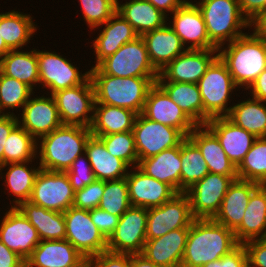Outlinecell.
Instances as JSON below:
<instances>
[{
    "mask_svg": "<svg viewBox=\"0 0 266 267\" xmlns=\"http://www.w3.org/2000/svg\"><path fill=\"white\" fill-rule=\"evenodd\" d=\"M238 245L233 230L213 219H194L189 228L181 267H202L229 254Z\"/></svg>",
    "mask_w": 266,
    "mask_h": 267,
    "instance_id": "obj_1",
    "label": "cell"
},
{
    "mask_svg": "<svg viewBox=\"0 0 266 267\" xmlns=\"http://www.w3.org/2000/svg\"><path fill=\"white\" fill-rule=\"evenodd\" d=\"M95 103L130 109L141 114L149 89L158 77H117L90 68Z\"/></svg>",
    "mask_w": 266,
    "mask_h": 267,
    "instance_id": "obj_2",
    "label": "cell"
},
{
    "mask_svg": "<svg viewBox=\"0 0 266 267\" xmlns=\"http://www.w3.org/2000/svg\"><path fill=\"white\" fill-rule=\"evenodd\" d=\"M91 136L90 128L61 125L37 140L36 162L39 161L41 169L65 172L78 156L85 153Z\"/></svg>",
    "mask_w": 266,
    "mask_h": 267,
    "instance_id": "obj_3",
    "label": "cell"
},
{
    "mask_svg": "<svg viewBox=\"0 0 266 267\" xmlns=\"http://www.w3.org/2000/svg\"><path fill=\"white\" fill-rule=\"evenodd\" d=\"M218 56L227 65L234 83L247 89L266 69V41L253 32H246L218 49Z\"/></svg>",
    "mask_w": 266,
    "mask_h": 267,
    "instance_id": "obj_4",
    "label": "cell"
},
{
    "mask_svg": "<svg viewBox=\"0 0 266 267\" xmlns=\"http://www.w3.org/2000/svg\"><path fill=\"white\" fill-rule=\"evenodd\" d=\"M193 2L203 15L210 42L217 49L245 34V28L249 29V21L241 13L237 0Z\"/></svg>",
    "mask_w": 266,
    "mask_h": 267,
    "instance_id": "obj_5",
    "label": "cell"
},
{
    "mask_svg": "<svg viewBox=\"0 0 266 267\" xmlns=\"http://www.w3.org/2000/svg\"><path fill=\"white\" fill-rule=\"evenodd\" d=\"M197 84L204 106V125L211 118L225 117L230 113V102L233 101L231 95L239 88L219 56L210 64Z\"/></svg>",
    "mask_w": 266,
    "mask_h": 267,
    "instance_id": "obj_6",
    "label": "cell"
},
{
    "mask_svg": "<svg viewBox=\"0 0 266 267\" xmlns=\"http://www.w3.org/2000/svg\"><path fill=\"white\" fill-rule=\"evenodd\" d=\"M97 67L104 74L117 77L159 76V72L150 62L145 41L141 36L122 45Z\"/></svg>",
    "mask_w": 266,
    "mask_h": 267,
    "instance_id": "obj_7",
    "label": "cell"
},
{
    "mask_svg": "<svg viewBox=\"0 0 266 267\" xmlns=\"http://www.w3.org/2000/svg\"><path fill=\"white\" fill-rule=\"evenodd\" d=\"M39 87L46 88L52 95L59 90L72 88L83 84L89 77L90 71L80 72L77 64H73L66 56L55 51L37 50ZM41 85V86H40Z\"/></svg>",
    "mask_w": 266,
    "mask_h": 267,
    "instance_id": "obj_8",
    "label": "cell"
},
{
    "mask_svg": "<svg viewBox=\"0 0 266 267\" xmlns=\"http://www.w3.org/2000/svg\"><path fill=\"white\" fill-rule=\"evenodd\" d=\"M62 125L90 128L94 112V88L90 77L78 86L52 94Z\"/></svg>",
    "mask_w": 266,
    "mask_h": 267,
    "instance_id": "obj_9",
    "label": "cell"
},
{
    "mask_svg": "<svg viewBox=\"0 0 266 267\" xmlns=\"http://www.w3.org/2000/svg\"><path fill=\"white\" fill-rule=\"evenodd\" d=\"M133 134L138 162L178 146L186 138L179 129L152 121L142 113L136 116Z\"/></svg>",
    "mask_w": 266,
    "mask_h": 267,
    "instance_id": "obj_10",
    "label": "cell"
},
{
    "mask_svg": "<svg viewBox=\"0 0 266 267\" xmlns=\"http://www.w3.org/2000/svg\"><path fill=\"white\" fill-rule=\"evenodd\" d=\"M74 195L66 172L40 169L29 201L45 209L64 213L73 205Z\"/></svg>",
    "mask_w": 266,
    "mask_h": 267,
    "instance_id": "obj_11",
    "label": "cell"
},
{
    "mask_svg": "<svg viewBox=\"0 0 266 267\" xmlns=\"http://www.w3.org/2000/svg\"><path fill=\"white\" fill-rule=\"evenodd\" d=\"M238 176L208 173L185 193L190 200L194 219H213L220 209L229 186Z\"/></svg>",
    "mask_w": 266,
    "mask_h": 267,
    "instance_id": "obj_12",
    "label": "cell"
},
{
    "mask_svg": "<svg viewBox=\"0 0 266 267\" xmlns=\"http://www.w3.org/2000/svg\"><path fill=\"white\" fill-rule=\"evenodd\" d=\"M148 208L131 206L119 219L107 240V250L123 254H141L146 242Z\"/></svg>",
    "mask_w": 266,
    "mask_h": 267,
    "instance_id": "obj_13",
    "label": "cell"
},
{
    "mask_svg": "<svg viewBox=\"0 0 266 267\" xmlns=\"http://www.w3.org/2000/svg\"><path fill=\"white\" fill-rule=\"evenodd\" d=\"M194 217L186 193H178L157 207L148 208L146 239H156L180 228H190Z\"/></svg>",
    "mask_w": 266,
    "mask_h": 267,
    "instance_id": "obj_14",
    "label": "cell"
},
{
    "mask_svg": "<svg viewBox=\"0 0 266 267\" xmlns=\"http://www.w3.org/2000/svg\"><path fill=\"white\" fill-rule=\"evenodd\" d=\"M66 237L89 261L93 256L107 250V240L91 221L88 210L71 206L64 213Z\"/></svg>",
    "mask_w": 266,
    "mask_h": 267,
    "instance_id": "obj_15",
    "label": "cell"
},
{
    "mask_svg": "<svg viewBox=\"0 0 266 267\" xmlns=\"http://www.w3.org/2000/svg\"><path fill=\"white\" fill-rule=\"evenodd\" d=\"M170 17H167V24L180 37L187 49H217L210 42L203 15L192 0L186 1L170 14Z\"/></svg>",
    "mask_w": 266,
    "mask_h": 267,
    "instance_id": "obj_16",
    "label": "cell"
},
{
    "mask_svg": "<svg viewBox=\"0 0 266 267\" xmlns=\"http://www.w3.org/2000/svg\"><path fill=\"white\" fill-rule=\"evenodd\" d=\"M0 220V241L25 261L41 241L36 228L14 207Z\"/></svg>",
    "mask_w": 266,
    "mask_h": 267,
    "instance_id": "obj_17",
    "label": "cell"
},
{
    "mask_svg": "<svg viewBox=\"0 0 266 267\" xmlns=\"http://www.w3.org/2000/svg\"><path fill=\"white\" fill-rule=\"evenodd\" d=\"M35 96L33 94V97L28 99L17 118L18 123L38 140L60 127L62 123L53 96L47 93Z\"/></svg>",
    "mask_w": 266,
    "mask_h": 267,
    "instance_id": "obj_18",
    "label": "cell"
},
{
    "mask_svg": "<svg viewBox=\"0 0 266 267\" xmlns=\"http://www.w3.org/2000/svg\"><path fill=\"white\" fill-rule=\"evenodd\" d=\"M217 57L218 49H187L159 72L157 81L197 84Z\"/></svg>",
    "mask_w": 266,
    "mask_h": 267,
    "instance_id": "obj_19",
    "label": "cell"
},
{
    "mask_svg": "<svg viewBox=\"0 0 266 267\" xmlns=\"http://www.w3.org/2000/svg\"><path fill=\"white\" fill-rule=\"evenodd\" d=\"M142 114L152 121L179 129L186 137L197 126L157 83L148 91Z\"/></svg>",
    "mask_w": 266,
    "mask_h": 267,
    "instance_id": "obj_20",
    "label": "cell"
},
{
    "mask_svg": "<svg viewBox=\"0 0 266 267\" xmlns=\"http://www.w3.org/2000/svg\"><path fill=\"white\" fill-rule=\"evenodd\" d=\"M126 181L131 206L157 207L178 194L170 185L148 176L137 166L129 169Z\"/></svg>",
    "mask_w": 266,
    "mask_h": 267,
    "instance_id": "obj_21",
    "label": "cell"
},
{
    "mask_svg": "<svg viewBox=\"0 0 266 267\" xmlns=\"http://www.w3.org/2000/svg\"><path fill=\"white\" fill-rule=\"evenodd\" d=\"M87 262L66 239L41 240L25 261L29 267H82Z\"/></svg>",
    "mask_w": 266,
    "mask_h": 267,
    "instance_id": "obj_22",
    "label": "cell"
},
{
    "mask_svg": "<svg viewBox=\"0 0 266 267\" xmlns=\"http://www.w3.org/2000/svg\"><path fill=\"white\" fill-rule=\"evenodd\" d=\"M104 26V27H103ZM102 30H100L101 28ZM97 29V30H96ZM98 36L91 41L95 63L91 68L97 67L104 59L113 55L122 45L135 40L139 35L133 27L117 12L108 19L104 24L95 29Z\"/></svg>",
    "mask_w": 266,
    "mask_h": 267,
    "instance_id": "obj_23",
    "label": "cell"
},
{
    "mask_svg": "<svg viewBox=\"0 0 266 267\" xmlns=\"http://www.w3.org/2000/svg\"><path fill=\"white\" fill-rule=\"evenodd\" d=\"M205 126L217 137L229 160L238 167L256 137L225 117L211 118Z\"/></svg>",
    "mask_w": 266,
    "mask_h": 267,
    "instance_id": "obj_24",
    "label": "cell"
},
{
    "mask_svg": "<svg viewBox=\"0 0 266 267\" xmlns=\"http://www.w3.org/2000/svg\"><path fill=\"white\" fill-rule=\"evenodd\" d=\"M188 234L189 228H180L159 238L147 239L141 254L161 267H181Z\"/></svg>",
    "mask_w": 266,
    "mask_h": 267,
    "instance_id": "obj_25",
    "label": "cell"
},
{
    "mask_svg": "<svg viewBox=\"0 0 266 267\" xmlns=\"http://www.w3.org/2000/svg\"><path fill=\"white\" fill-rule=\"evenodd\" d=\"M259 186L253 181L234 180L213 220L234 231L242 222L250 196Z\"/></svg>",
    "mask_w": 266,
    "mask_h": 267,
    "instance_id": "obj_26",
    "label": "cell"
},
{
    "mask_svg": "<svg viewBox=\"0 0 266 267\" xmlns=\"http://www.w3.org/2000/svg\"><path fill=\"white\" fill-rule=\"evenodd\" d=\"M32 162L34 161L0 165V178L2 180L4 179V184L1 185L5 186L3 188L5 192L7 190V193H9L8 197L11 196L14 198L12 201L10 200L9 204L11 206L9 205L8 207L16 208L20 203L29 201L35 179L41 169L38 162L37 164L34 163L35 167ZM37 165L38 167H36Z\"/></svg>",
    "mask_w": 266,
    "mask_h": 267,
    "instance_id": "obj_27",
    "label": "cell"
},
{
    "mask_svg": "<svg viewBox=\"0 0 266 267\" xmlns=\"http://www.w3.org/2000/svg\"><path fill=\"white\" fill-rule=\"evenodd\" d=\"M141 37L145 41L150 62L158 72L187 50L180 37L167 23L161 28L144 33Z\"/></svg>",
    "mask_w": 266,
    "mask_h": 267,
    "instance_id": "obj_28",
    "label": "cell"
},
{
    "mask_svg": "<svg viewBox=\"0 0 266 267\" xmlns=\"http://www.w3.org/2000/svg\"><path fill=\"white\" fill-rule=\"evenodd\" d=\"M200 150L210 173L238 176L237 167L229 160L217 137L205 126H196L187 136Z\"/></svg>",
    "mask_w": 266,
    "mask_h": 267,
    "instance_id": "obj_29",
    "label": "cell"
},
{
    "mask_svg": "<svg viewBox=\"0 0 266 267\" xmlns=\"http://www.w3.org/2000/svg\"><path fill=\"white\" fill-rule=\"evenodd\" d=\"M181 143L159 154L142 159L137 167L152 178L170 185L177 193H181Z\"/></svg>",
    "mask_w": 266,
    "mask_h": 267,
    "instance_id": "obj_30",
    "label": "cell"
},
{
    "mask_svg": "<svg viewBox=\"0 0 266 267\" xmlns=\"http://www.w3.org/2000/svg\"><path fill=\"white\" fill-rule=\"evenodd\" d=\"M239 244L266 239V185H260L250 196L241 224L234 230Z\"/></svg>",
    "mask_w": 266,
    "mask_h": 267,
    "instance_id": "obj_31",
    "label": "cell"
},
{
    "mask_svg": "<svg viewBox=\"0 0 266 267\" xmlns=\"http://www.w3.org/2000/svg\"><path fill=\"white\" fill-rule=\"evenodd\" d=\"M117 0V13L123 17L142 36L144 33L163 27L167 15L146 0Z\"/></svg>",
    "mask_w": 266,
    "mask_h": 267,
    "instance_id": "obj_32",
    "label": "cell"
},
{
    "mask_svg": "<svg viewBox=\"0 0 266 267\" xmlns=\"http://www.w3.org/2000/svg\"><path fill=\"white\" fill-rule=\"evenodd\" d=\"M36 228L41 240H64L66 224L64 214L48 210L30 201H24L16 207Z\"/></svg>",
    "mask_w": 266,
    "mask_h": 267,
    "instance_id": "obj_33",
    "label": "cell"
},
{
    "mask_svg": "<svg viewBox=\"0 0 266 267\" xmlns=\"http://www.w3.org/2000/svg\"><path fill=\"white\" fill-rule=\"evenodd\" d=\"M85 154L89 159L96 180L111 181L127 176L130 167L121 159L109 154L103 142L91 136L86 143Z\"/></svg>",
    "mask_w": 266,
    "mask_h": 267,
    "instance_id": "obj_34",
    "label": "cell"
},
{
    "mask_svg": "<svg viewBox=\"0 0 266 267\" xmlns=\"http://www.w3.org/2000/svg\"><path fill=\"white\" fill-rule=\"evenodd\" d=\"M137 113L130 109L94 103L92 136L133 131Z\"/></svg>",
    "mask_w": 266,
    "mask_h": 267,
    "instance_id": "obj_35",
    "label": "cell"
},
{
    "mask_svg": "<svg viewBox=\"0 0 266 267\" xmlns=\"http://www.w3.org/2000/svg\"><path fill=\"white\" fill-rule=\"evenodd\" d=\"M33 18L31 14L14 9L0 13V35L10 50L23 49L31 43L38 29Z\"/></svg>",
    "mask_w": 266,
    "mask_h": 267,
    "instance_id": "obj_36",
    "label": "cell"
},
{
    "mask_svg": "<svg viewBox=\"0 0 266 267\" xmlns=\"http://www.w3.org/2000/svg\"><path fill=\"white\" fill-rule=\"evenodd\" d=\"M25 50H10L0 60V71L4 75L15 78L37 91L35 90L39 84L37 48Z\"/></svg>",
    "mask_w": 266,
    "mask_h": 267,
    "instance_id": "obj_37",
    "label": "cell"
},
{
    "mask_svg": "<svg viewBox=\"0 0 266 267\" xmlns=\"http://www.w3.org/2000/svg\"><path fill=\"white\" fill-rule=\"evenodd\" d=\"M226 117L256 138L266 137V102L250 98V95L244 100L242 97V101L232 103L230 113Z\"/></svg>",
    "mask_w": 266,
    "mask_h": 267,
    "instance_id": "obj_38",
    "label": "cell"
},
{
    "mask_svg": "<svg viewBox=\"0 0 266 267\" xmlns=\"http://www.w3.org/2000/svg\"><path fill=\"white\" fill-rule=\"evenodd\" d=\"M156 83L197 126L204 125V106L198 84L170 81Z\"/></svg>",
    "mask_w": 266,
    "mask_h": 267,
    "instance_id": "obj_39",
    "label": "cell"
},
{
    "mask_svg": "<svg viewBox=\"0 0 266 267\" xmlns=\"http://www.w3.org/2000/svg\"><path fill=\"white\" fill-rule=\"evenodd\" d=\"M180 158L181 193H185L197 181L203 179L209 170L200 150L188 137L181 142Z\"/></svg>",
    "mask_w": 266,
    "mask_h": 267,
    "instance_id": "obj_40",
    "label": "cell"
},
{
    "mask_svg": "<svg viewBox=\"0 0 266 267\" xmlns=\"http://www.w3.org/2000/svg\"><path fill=\"white\" fill-rule=\"evenodd\" d=\"M35 159H37V140L18 123L4 145V164L35 161Z\"/></svg>",
    "mask_w": 266,
    "mask_h": 267,
    "instance_id": "obj_41",
    "label": "cell"
},
{
    "mask_svg": "<svg viewBox=\"0 0 266 267\" xmlns=\"http://www.w3.org/2000/svg\"><path fill=\"white\" fill-rule=\"evenodd\" d=\"M238 179L266 185V137L256 138L237 167Z\"/></svg>",
    "mask_w": 266,
    "mask_h": 267,
    "instance_id": "obj_42",
    "label": "cell"
},
{
    "mask_svg": "<svg viewBox=\"0 0 266 267\" xmlns=\"http://www.w3.org/2000/svg\"><path fill=\"white\" fill-rule=\"evenodd\" d=\"M34 93L35 91L27 84L6 76L0 71V111L4 115H15L13 111L17 109L21 112Z\"/></svg>",
    "mask_w": 266,
    "mask_h": 267,
    "instance_id": "obj_43",
    "label": "cell"
},
{
    "mask_svg": "<svg viewBox=\"0 0 266 267\" xmlns=\"http://www.w3.org/2000/svg\"><path fill=\"white\" fill-rule=\"evenodd\" d=\"M130 207L126 177L105 181L103 196L98 208L121 217Z\"/></svg>",
    "mask_w": 266,
    "mask_h": 267,
    "instance_id": "obj_44",
    "label": "cell"
},
{
    "mask_svg": "<svg viewBox=\"0 0 266 267\" xmlns=\"http://www.w3.org/2000/svg\"><path fill=\"white\" fill-rule=\"evenodd\" d=\"M95 137L103 142L110 155L123 160L130 168L138 165V153L133 131Z\"/></svg>",
    "mask_w": 266,
    "mask_h": 267,
    "instance_id": "obj_45",
    "label": "cell"
},
{
    "mask_svg": "<svg viewBox=\"0 0 266 267\" xmlns=\"http://www.w3.org/2000/svg\"><path fill=\"white\" fill-rule=\"evenodd\" d=\"M83 20L90 31L104 24L117 12V0H78Z\"/></svg>",
    "mask_w": 266,
    "mask_h": 267,
    "instance_id": "obj_46",
    "label": "cell"
},
{
    "mask_svg": "<svg viewBox=\"0 0 266 267\" xmlns=\"http://www.w3.org/2000/svg\"><path fill=\"white\" fill-rule=\"evenodd\" d=\"M65 172L74 191L81 190L96 180L85 153L78 156Z\"/></svg>",
    "mask_w": 266,
    "mask_h": 267,
    "instance_id": "obj_47",
    "label": "cell"
},
{
    "mask_svg": "<svg viewBox=\"0 0 266 267\" xmlns=\"http://www.w3.org/2000/svg\"><path fill=\"white\" fill-rule=\"evenodd\" d=\"M104 187L105 181L95 180L83 189L75 191L72 206L88 211L98 208Z\"/></svg>",
    "mask_w": 266,
    "mask_h": 267,
    "instance_id": "obj_48",
    "label": "cell"
},
{
    "mask_svg": "<svg viewBox=\"0 0 266 267\" xmlns=\"http://www.w3.org/2000/svg\"><path fill=\"white\" fill-rule=\"evenodd\" d=\"M89 213L91 215V221L95 224L104 238L108 240L115 231L120 217L110 214L100 208L90 210Z\"/></svg>",
    "mask_w": 266,
    "mask_h": 267,
    "instance_id": "obj_49",
    "label": "cell"
},
{
    "mask_svg": "<svg viewBox=\"0 0 266 267\" xmlns=\"http://www.w3.org/2000/svg\"><path fill=\"white\" fill-rule=\"evenodd\" d=\"M202 267H249L247 251L243 244H239L229 254Z\"/></svg>",
    "mask_w": 266,
    "mask_h": 267,
    "instance_id": "obj_50",
    "label": "cell"
},
{
    "mask_svg": "<svg viewBox=\"0 0 266 267\" xmlns=\"http://www.w3.org/2000/svg\"><path fill=\"white\" fill-rule=\"evenodd\" d=\"M89 262L93 267H130V254L106 250L93 256Z\"/></svg>",
    "mask_w": 266,
    "mask_h": 267,
    "instance_id": "obj_51",
    "label": "cell"
},
{
    "mask_svg": "<svg viewBox=\"0 0 266 267\" xmlns=\"http://www.w3.org/2000/svg\"><path fill=\"white\" fill-rule=\"evenodd\" d=\"M249 267H266V239H254L245 242Z\"/></svg>",
    "mask_w": 266,
    "mask_h": 267,
    "instance_id": "obj_52",
    "label": "cell"
},
{
    "mask_svg": "<svg viewBox=\"0 0 266 267\" xmlns=\"http://www.w3.org/2000/svg\"><path fill=\"white\" fill-rule=\"evenodd\" d=\"M18 124V118L16 115H3L0 117V165H4V145L6 140L12 131V129Z\"/></svg>",
    "mask_w": 266,
    "mask_h": 267,
    "instance_id": "obj_53",
    "label": "cell"
},
{
    "mask_svg": "<svg viewBox=\"0 0 266 267\" xmlns=\"http://www.w3.org/2000/svg\"><path fill=\"white\" fill-rule=\"evenodd\" d=\"M25 260L0 241V267H21Z\"/></svg>",
    "mask_w": 266,
    "mask_h": 267,
    "instance_id": "obj_54",
    "label": "cell"
},
{
    "mask_svg": "<svg viewBox=\"0 0 266 267\" xmlns=\"http://www.w3.org/2000/svg\"><path fill=\"white\" fill-rule=\"evenodd\" d=\"M247 90L250 97L266 102V69L258 75Z\"/></svg>",
    "mask_w": 266,
    "mask_h": 267,
    "instance_id": "obj_55",
    "label": "cell"
},
{
    "mask_svg": "<svg viewBox=\"0 0 266 267\" xmlns=\"http://www.w3.org/2000/svg\"><path fill=\"white\" fill-rule=\"evenodd\" d=\"M243 16L250 22L260 14V0H237Z\"/></svg>",
    "mask_w": 266,
    "mask_h": 267,
    "instance_id": "obj_56",
    "label": "cell"
},
{
    "mask_svg": "<svg viewBox=\"0 0 266 267\" xmlns=\"http://www.w3.org/2000/svg\"><path fill=\"white\" fill-rule=\"evenodd\" d=\"M149 1L158 10H161L165 15L169 16L177 8L181 7L186 1L189 0H146ZM169 13V14H167Z\"/></svg>",
    "mask_w": 266,
    "mask_h": 267,
    "instance_id": "obj_57",
    "label": "cell"
},
{
    "mask_svg": "<svg viewBox=\"0 0 266 267\" xmlns=\"http://www.w3.org/2000/svg\"><path fill=\"white\" fill-rule=\"evenodd\" d=\"M252 32L266 41V9L249 22Z\"/></svg>",
    "mask_w": 266,
    "mask_h": 267,
    "instance_id": "obj_58",
    "label": "cell"
},
{
    "mask_svg": "<svg viewBox=\"0 0 266 267\" xmlns=\"http://www.w3.org/2000/svg\"><path fill=\"white\" fill-rule=\"evenodd\" d=\"M130 267H161L148 260L143 254L130 255Z\"/></svg>",
    "mask_w": 266,
    "mask_h": 267,
    "instance_id": "obj_59",
    "label": "cell"
},
{
    "mask_svg": "<svg viewBox=\"0 0 266 267\" xmlns=\"http://www.w3.org/2000/svg\"><path fill=\"white\" fill-rule=\"evenodd\" d=\"M10 51L6 46L4 39L0 35V60Z\"/></svg>",
    "mask_w": 266,
    "mask_h": 267,
    "instance_id": "obj_60",
    "label": "cell"
},
{
    "mask_svg": "<svg viewBox=\"0 0 266 267\" xmlns=\"http://www.w3.org/2000/svg\"><path fill=\"white\" fill-rule=\"evenodd\" d=\"M266 9V0H260V13Z\"/></svg>",
    "mask_w": 266,
    "mask_h": 267,
    "instance_id": "obj_61",
    "label": "cell"
},
{
    "mask_svg": "<svg viewBox=\"0 0 266 267\" xmlns=\"http://www.w3.org/2000/svg\"><path fill=\"white\" fill-rule=\"evenodd\" d=\"M82 267H93L92 264L88 261L84 266Z\"/></svg>",
    "mask_w": 266,
    "mask_h": 267,
    "instance_id": "obj_62",
    "label": "cell"
},
{
    "mask_svg": "<svg viewBox=\"0 0 266 267\" xmlns=\"http://www.w3.org/2000/svg\"><path fill=\"white\" fill-rule=\"evenodd\" d=\"M21 267H29L26 263L24 265H22Z\"/></svg>",
    "mask_w": 266,
    "mask_h": 267,
    "instance_id": "obj_63",
    "label": "cell"
}]
</instances>
